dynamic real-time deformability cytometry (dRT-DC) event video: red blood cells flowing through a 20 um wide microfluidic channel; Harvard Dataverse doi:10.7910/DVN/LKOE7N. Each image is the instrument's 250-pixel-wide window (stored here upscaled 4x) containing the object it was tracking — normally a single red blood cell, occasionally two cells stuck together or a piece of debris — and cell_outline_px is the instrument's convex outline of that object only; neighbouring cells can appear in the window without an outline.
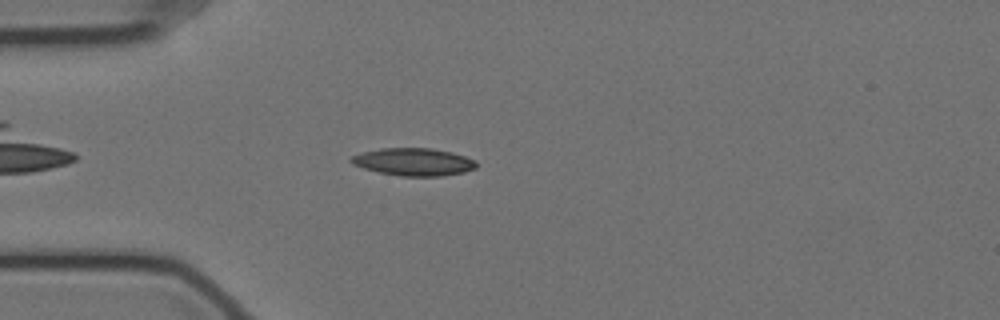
{"species": "Egyptian fruit bat (a non-hibernating species)", "species_latin": "Rousettus aegyptiacus", "temperature_condition": "cold", "stored_images_in_passage": 49, "camera_frame_rate_fps": 3000, "um_per_image_px": 0.085, "animal": {"sex": "female"}, "frame": {"image": 1, "passage_image": 7, "time_ms": 2.0, "image_size_px": [1000, 320], "cell_outline_px": [[476, 168], [464, 172], [440, 176], [400, 176], [380, 172], [364, 168], [352, 164], [348, 160], [352, 156], [364, 152], [380, 148], [432, 148], [452, 152], [476, 160]], "centroid_in_image_um": [35.16, 13.75], "position_along_channel_um": 49.8, "area_um2": 20.06}}
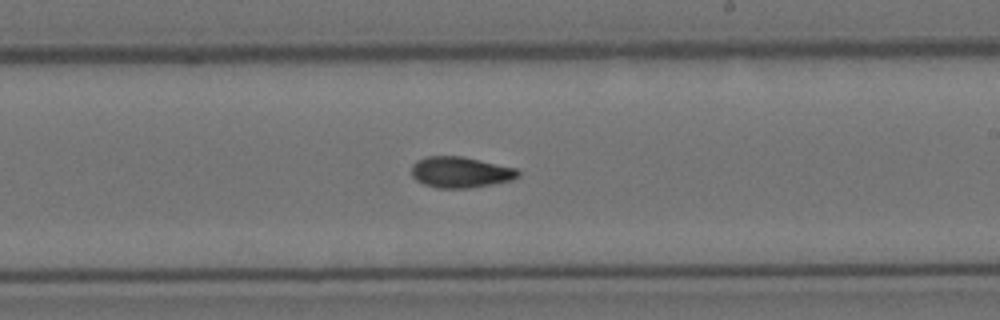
{"frame": {"image": 2, "passage_image": 25, "time_ms": 8.0, "image_size_px": [1000, 320], "cell_outline_px": [[520, 176], [512, 180], [492, 184], [468, 188], [436, 188], [424, 184], [416, 180], [412, 176], [412, 164], [416, 160], [428, 156], [460, 156], [480, 160], [516, 168], [520, 172]], "centroid_in_image_um": [39.13, 14.64], "position_along_channel_um": 249.9, "area_um2": 19.25}}
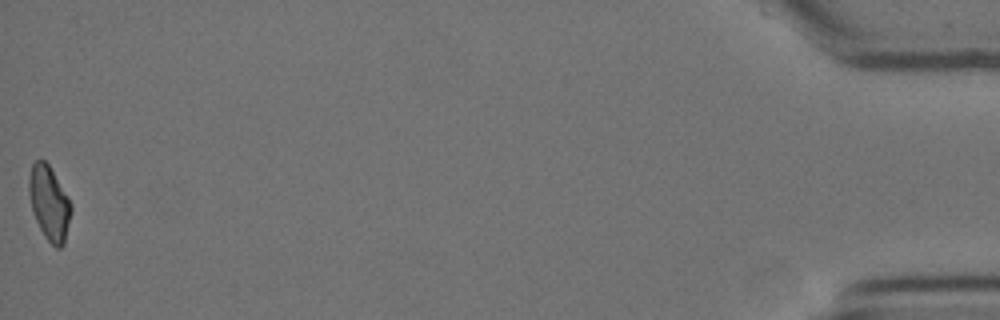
{"frame": {"image": 3, "passage_image": 49, "time_ms": 16.0, "image_size_px": [1000, 320], "cell_outline_px": [[72, 212], [64, 244], [60, 248], [56, 248], [44, 236], [36, 220], [32, 208], [28, 192], [28, 180], [32, 164], [36, 160], [44, 160], [48, 164], [68, 196], [72, 204]], "centroid_in_image_um": [4.2, 17.27], "position_along_channel_um": 431.0, "area_um2": 18.21}, "authors_computed_cell_mechanics": {"area_um2": 18.785, "velocity_mm_per_s": 3.5018, "shape_relaxation_time_tau1_ms": 9.0918, "shape_relaxation_time_tau2_ms": 4.6125, "deformation_change_tau1": 0.1903, "deformation_change_tau2": 0.1022}}